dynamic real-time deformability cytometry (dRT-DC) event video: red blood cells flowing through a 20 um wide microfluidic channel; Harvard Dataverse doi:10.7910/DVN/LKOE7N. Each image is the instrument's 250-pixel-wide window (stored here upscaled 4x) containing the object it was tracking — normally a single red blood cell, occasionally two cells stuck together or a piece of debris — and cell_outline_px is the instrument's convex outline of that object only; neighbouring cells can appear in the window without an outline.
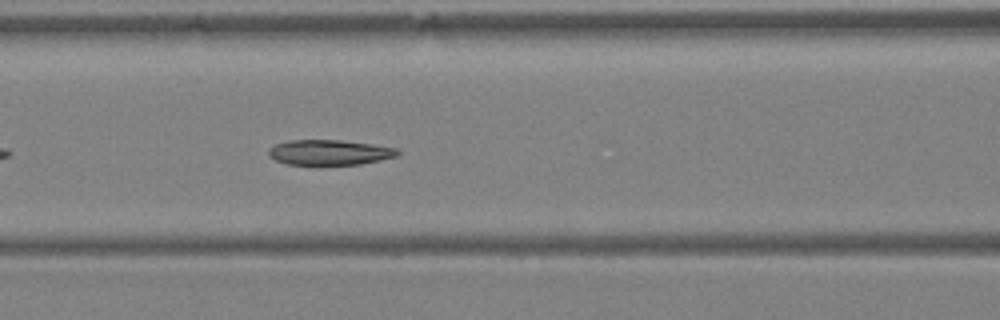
{"species": "Egyptian fruit bat (a non-hibernating species)", "species_latin": "Rousettus aegyptiacus", "temperature_condition": "warm", "stored_images_in_passage": 30, "camera_frame_rate_fps": 3000, "um_per_image_px": 0.085, "animal": {"sex": "female"}, "frame": {"image": 1, "passage_image": 7, "time_ms": 2.0, "image_size_px": [1000, 320], "cell_outline_px": [[400, 152], [396, 156], [380, 160], [360, 164], [320, 168], [288, 164], [276, 160], [268, 156], [268, 148], [276, 144], [288, 140], [340, 140], [372, 144], [396, 148]], "centroid_in_image_um": [27.95, 13.0], "position_along_channel_um": 138.6, "area_um2": 19.83}}
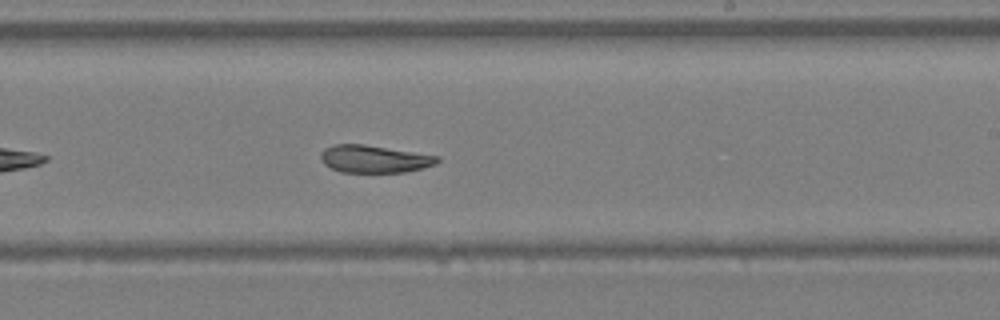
{"frame": {"image": 2, "passage_image": 14, "time_ms": 4.333, "image_size_px": [1000, 320], "cell_outline_px": [[440, 160], [436, 164], [424, 168], [404, 172], [340, 172], [324, 164], [320, 160], [320, 152], [324, 148], [332, 144], [364, 144], [440, 156]], "centroid_in_image_um": [31.8, 13.5], "position_along_channel_um": 257.2, "area_um2": 18.84}}
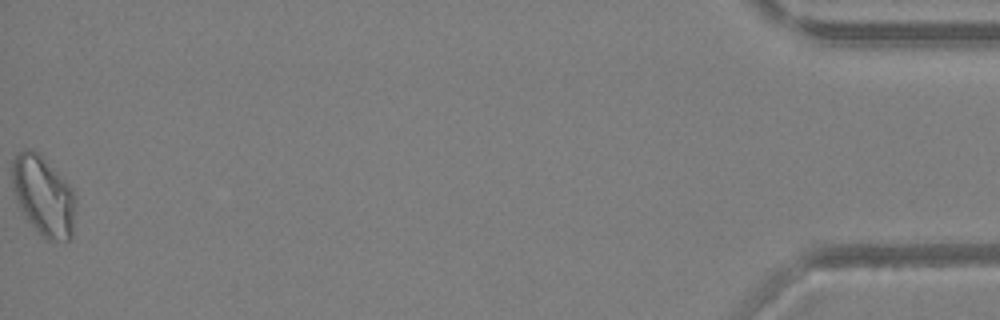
{"frame": {"image": 3, "passage_image": 30, "time_ms": 9.667, "image_size_px": [1000, 320], "cell_outline_px": [[76, 204], [72, 236], [68, 240], [48, 240], [24, 216], [16, 200], [12, 188], [12, 160], [24, 148], [28, 148], [36, 152], [72, 188], [76, 196]], "centroid_in_image_um": [3.69, 16.66], "position_along_channel_um": 431.5, "area_um2": 29.02}}